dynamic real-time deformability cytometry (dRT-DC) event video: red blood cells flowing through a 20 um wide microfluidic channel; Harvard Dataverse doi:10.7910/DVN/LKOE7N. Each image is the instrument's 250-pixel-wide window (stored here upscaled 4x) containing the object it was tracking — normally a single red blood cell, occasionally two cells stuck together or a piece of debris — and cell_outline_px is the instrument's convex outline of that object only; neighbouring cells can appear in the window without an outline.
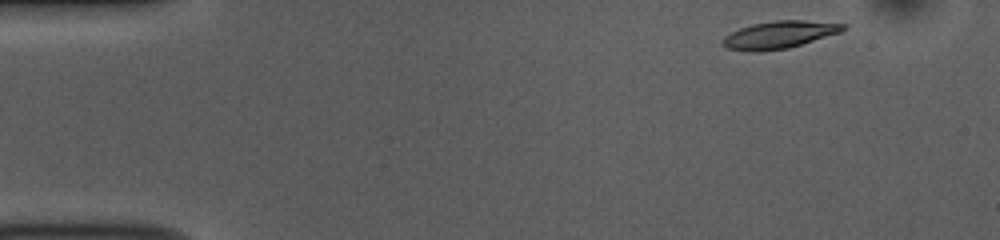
{"species": "common noctule bat (a hibernating species)", "species_latin": "Nyctalus noctula", "temperature_condition": "room temperature", "stored_images_in_passage": 48, "camera_frame_rate_fps": 3000, "um_per_image_px": 0.085, "animal": {"sex": "female", "body_mass_g": 10.0, "forearm_length_mm": 53.1}, "frame": {"image": 1, "passage_image": 1, "time_ms": 0.0, "image_size_px": [1000, 240], "cell_outline_px": [[848, 28], [840, 32], [788, 48], [756, 52], [752, 52], [728, 48], [720, 44], [724, 36], [740, 28], [752, 24], [776, 20], [804, 20], [848, 24]], "centroid_in_image_um": [66.24, 2.95], "position_along_channel_um": 18.8, "area_um2": 19.19}}
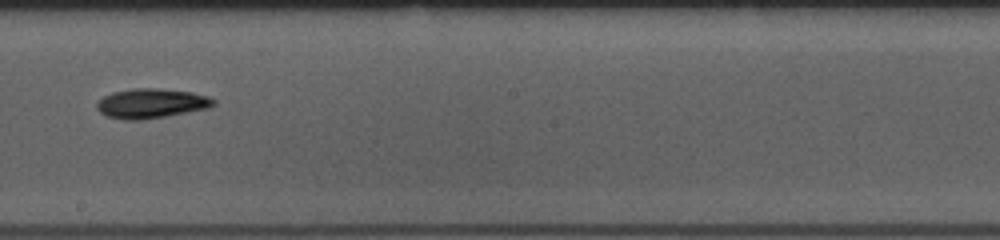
{"frame": {"image": 2, "passage_image": 25, "time_ms": 8.0, "image_size_px": [1000, 240], "cell_outline_px": [[216, 104], [208, 108], [164, 116], [140, 120], [124, 120], [108, 116], [100, 112], [96, 108], [96, 100], [112, 92], [132, 88], [156, 88], [192, 92], [208, 96], [216, 100]], "centroid_in_image_um": [12.83, 8.78], "position_along_channel_um": 235.4, "area_um2": 20.17}}
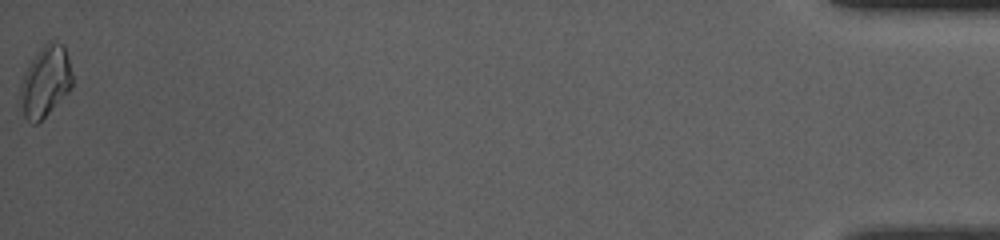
{"frame": {"image": 3, "passage_image": 48, "time_ms": 15.667, "image_size_px": [1000, 240], "cell_outline_px": [[72, 88], [36, 124], [32, 124], [24, 116], [20, 96], [20, 84], [24, 72], [40, 48], [48, 40], [52, 40], [64, 44], [68, 56], [72, 72]], "centroid_in_image_um": [3.87, 6.88], "position_along_channel_um": 431.3, "area_um2": 21.33}, "authors_computed_cell_mechanics": {"area_um2": 19.1029, "velocity_mm_per_s": 3.8172, "shape_relaxation_time_tau1_ms": 2.9517, "shape_relaxation_time_tau2_ms": null, "deformation_change_tau1": 0.1095, "deformation_change_tau2": null}}